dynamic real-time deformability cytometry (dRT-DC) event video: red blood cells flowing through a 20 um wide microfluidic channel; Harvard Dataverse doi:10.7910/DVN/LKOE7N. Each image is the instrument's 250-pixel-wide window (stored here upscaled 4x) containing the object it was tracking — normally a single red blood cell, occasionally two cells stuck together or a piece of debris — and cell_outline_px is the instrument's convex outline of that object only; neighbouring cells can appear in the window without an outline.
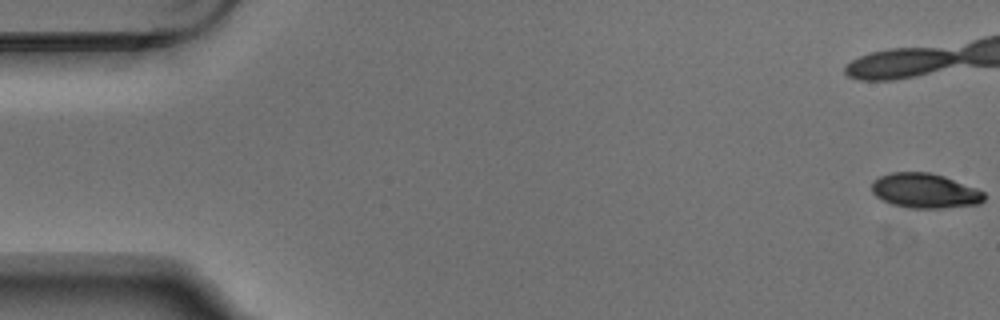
{"species": "Egyptian fruit bat (a non-hibernating species)", "species_latin": "Rousettus aegyptiacus", "temperature_condition": "warm", "stored_images_in_passage": 8, "camera_frame_rate_fps": 3000, "um_per_image_px": 0.085, "animal": {"sex": "male"}, "frame": {"image": 1, "passage_image": 1, "time_ms": 0.0, "image_size_px": [1000, 320], "cell_outline_px": [[984, 200], [980, 204], [944, 208], [908, 208], [892, 204], [876, 196], [872, 192], [872, 180], [880, 176], [892, 172], [928, 172], [944, 176], [976, 188], [984, 192]], "centroid_in_image_um": [78.61, 16.22], "position_along_channel_um": 6.4, "area_um2": 22.77}}
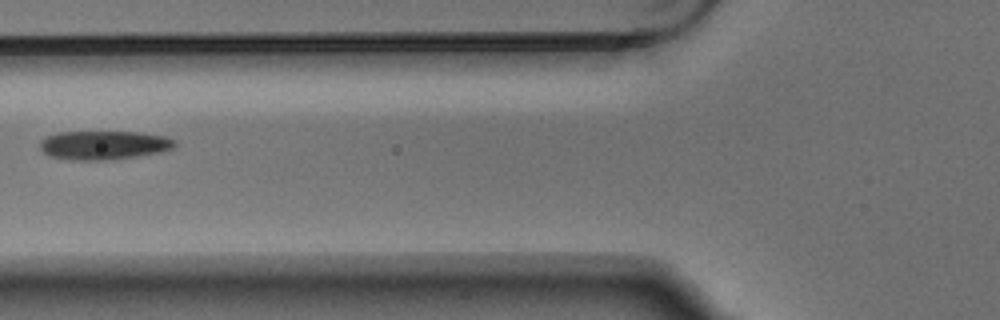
{"frame": {"image": 2, "passage_image": 7, "time_ms": 2.0, "image_size_px": [1000, 320], "cell_outline_px": [[176, 144], [172, 148], [160, 152], [112, 160], [72, 160], [48, 156], [40, 148], [40, 140], [56, 132], [136, 132], [164, 136], [176, 140]], "centroid_in_image_um": [8.8, 12.34], "position_along_channel_um": 117.0, "area_um2": 22.66}}
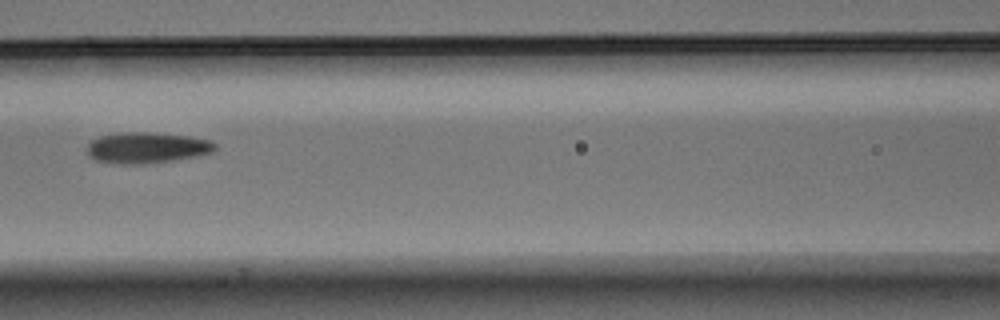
{"frame": {"image": 3, "passage_image": 8, "time_ms": 2.333, "image_size_px": [1000, 320], "cell_outline_px": [[216, 148], [212, 152], [196, 156], [172, 160], [144, 164], [120, 164], [96, 160], [88, 156], [88, 144], [92, 140], [100, 136], [116, 132], [148, 132], [188, 136], [212, 140], [216, 144]], "centroid_in_image_um": [12.47, 12.55], "position_along_channel_um": 154.1, "area_um2": 23.12}}